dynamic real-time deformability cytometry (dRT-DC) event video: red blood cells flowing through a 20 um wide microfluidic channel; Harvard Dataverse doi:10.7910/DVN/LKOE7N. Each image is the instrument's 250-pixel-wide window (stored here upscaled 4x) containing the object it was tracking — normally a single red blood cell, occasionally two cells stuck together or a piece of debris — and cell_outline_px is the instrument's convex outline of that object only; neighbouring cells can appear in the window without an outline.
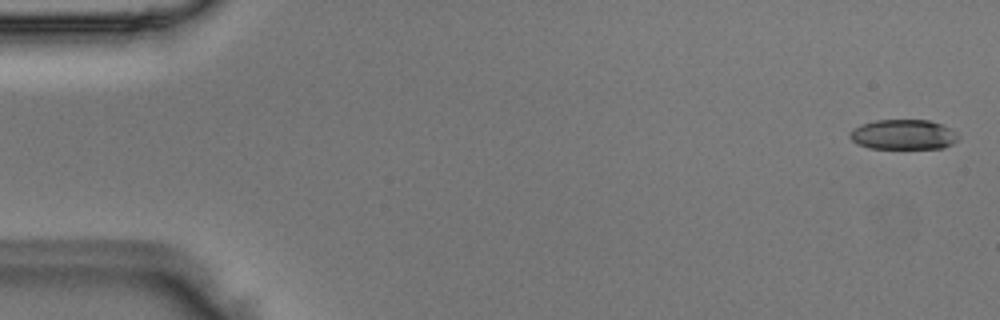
{"species": "Egyptian fruit bat (a non-hibernating species)", "species_latin": "Rousettus aegyptiacus", "temperature_condition": "room temperature", "stored_images_in_passage": 51, "camera_frame_rate_fps": 3000, "um_per_image_px": 0.085, "animal": {"sex": "male"}, "frame": {"image": 1, "passage_image": 2, "time_ms": 0.333, "image_size_px": [1000, 320], "cell_outline_px": [[960, 140], [944, 148], [868, 148], [856, 144], [848, 136], [848, 132], [860, 124], [876, 120], [928, 120], [944, 124], [952, 128], [960, 136]], "centroid_in_image_um": [76.81, 11.43], "position_along_channel_um": 8.2, "area_um2": 19.36}}
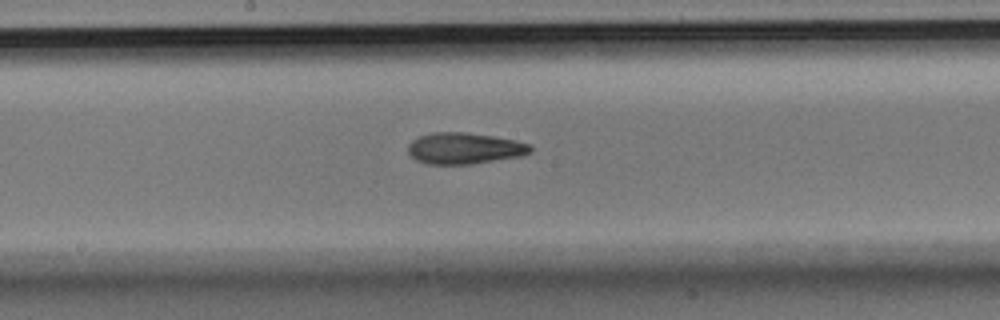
{"frame": {"image": 2, "passage_image": 27, "time_ms": 8.667, "image_size_px": [1000, 320], "cell_outline_px": [[532, 152], [520, 156], [472, 164], [424, 164], [416, 160], [408, 152], [408, 144], [412, 140], [420, 136], [432, 132], [464, 132], [492, 136], [512, 140], [528, 144], [532, 148]], "centroid_in_image_um": [39.43, 12.61], "position_along_channel_um": 208.8, "area_um2": 22.2}}
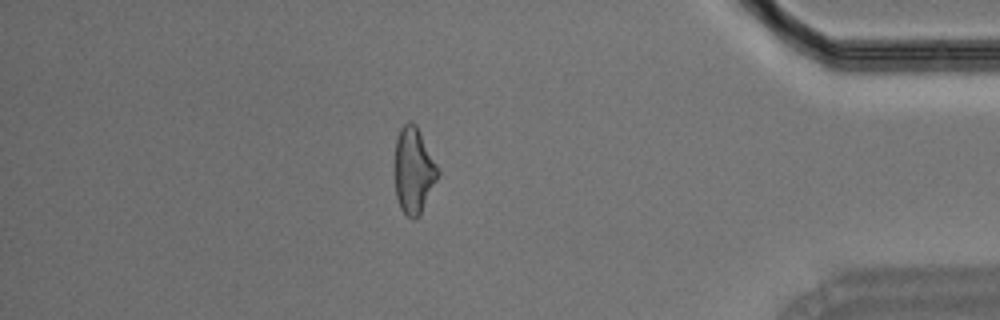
{"frame": {"image": 3, "passage_image": 44, "time_ms": 14.333, "image_size_px": [1000, 320], "cell_outline_px": [[440, 172], [420, 212], [412, 220], [400, 208], [396, 196], [396, 140], [400, 128], [408, 120], [416, 124], [440, 168]], "centroid_in_image_um": [35.18, 14.43], "position_along_channel_um": 400.0, "area_um2": 21.21}}